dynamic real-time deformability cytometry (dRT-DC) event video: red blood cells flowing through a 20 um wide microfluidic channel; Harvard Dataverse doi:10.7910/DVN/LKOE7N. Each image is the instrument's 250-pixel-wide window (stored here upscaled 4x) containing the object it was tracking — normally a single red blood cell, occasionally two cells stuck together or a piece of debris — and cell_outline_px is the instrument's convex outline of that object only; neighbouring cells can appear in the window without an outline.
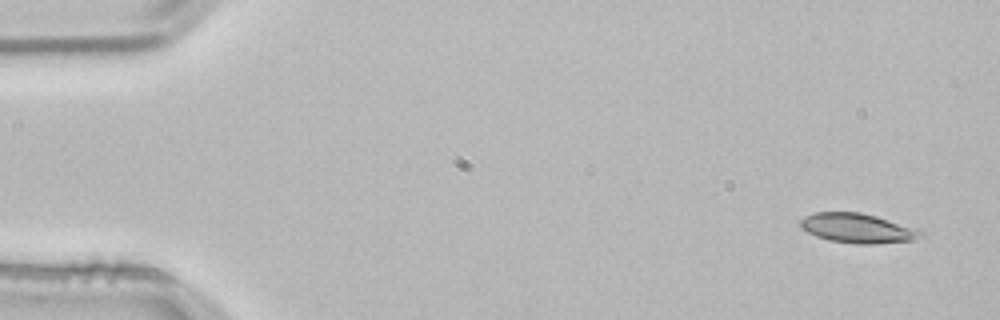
{"species": "common noctule bat (a hibernating species)", "species_latin": "Nyctalus noctula", "temperature_condition": "room temperature", "stored_images_in_passage": 4, "camera_frame_rate_fps": 3000, "um_per_image_px": 0.085, "animal": {"sex": "male", "body_mass_g": 21.5, "forearm_length_mm": 52.0}, "frame": {"image": 1, "passage_image": 1, "time_ms": 0.0, "image_size_px": [1000, 320], "cell_outline_px": [[924, 236], [912, 240], [872, 244], [856, 244], [828, 240], [816, 236], [800, 228], [800, 220], [804, 216], [816, 212], [860, 212], [876, 216], [920, 228], [924, 232]], "centroid_in_image_um": [72.92, 19.39], "position_along_channel_um": 12.1, "area_um2": 20.98}}
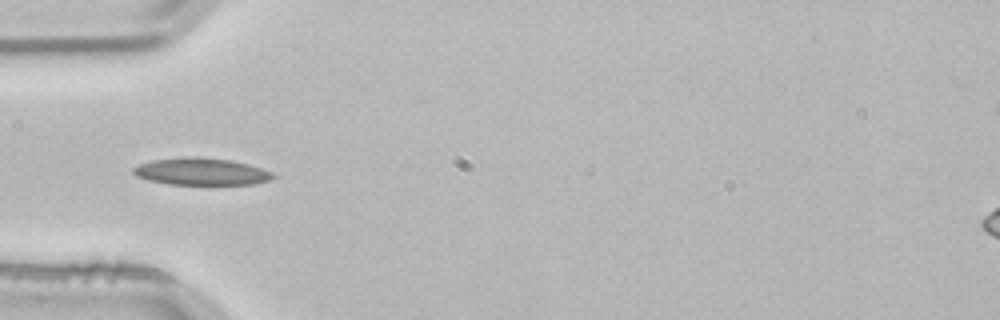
{"frame": {"image": 2, "passage_image": 4, "time_ms": 1.0, "image_size_px": [1000, 320], "cell_outline_px": [[276, 176], [268, 180], [252, 184], [168, 184], [148, 180], [136, 176], [132, 172], [132, 168], [140, 164], [152, 160], [180, 156], [200, 156], [232, 160], [248, 164], [272, 172]], "centroid_in_image_um": [17.06, 14.56], "position_along_channel_um": 67.9, "area_um2": 22.2}}